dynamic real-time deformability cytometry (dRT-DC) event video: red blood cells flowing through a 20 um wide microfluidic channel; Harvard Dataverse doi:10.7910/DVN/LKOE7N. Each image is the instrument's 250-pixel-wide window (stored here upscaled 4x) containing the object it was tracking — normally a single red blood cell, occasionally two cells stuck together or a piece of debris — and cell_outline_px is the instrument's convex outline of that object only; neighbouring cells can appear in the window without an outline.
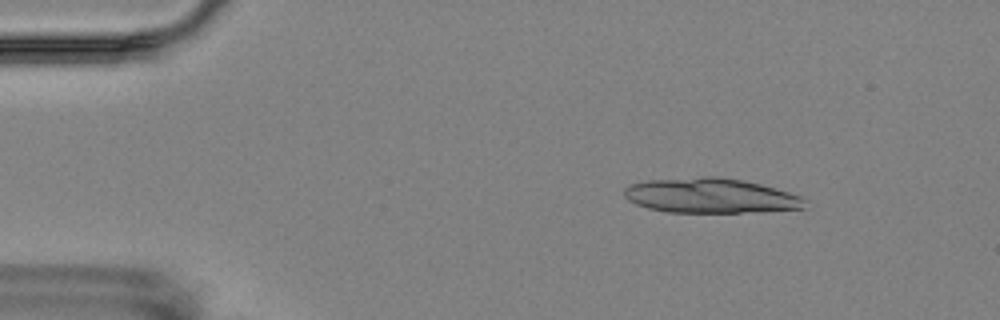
{"species": "Egyptian fruit bat (a non-hibernating species)", "species_latin": "Rousettus aegyptiacus", "temperature_condition": "room temperature", "stored_images_in_passage": 16, "segment_of_instrument_passage": [1, 2], "camera_frame_rate_fps": 3000, "um_per_image_px": 0.085, "animal": {"sex": "female"}, "frame": {"image": 1, "passage_image": 3, "time_ms": 2.333, "image_size_px": [1000, 320], "cell_outline_px": [[804, 208], [740, 212], [668, 212], [648, 208], [636, 204], [628, 200], [624, 196], [624, 188], [632, 184], [648, 180], [704, 176], [716, 176], [740, 180], [760, 184], [788, 192], [800, 196], [804, 200]], "centroid_in_image_um": [60.33, 16.62], "position_along_channel_um": 24.7, "area_um2": 36.18}}